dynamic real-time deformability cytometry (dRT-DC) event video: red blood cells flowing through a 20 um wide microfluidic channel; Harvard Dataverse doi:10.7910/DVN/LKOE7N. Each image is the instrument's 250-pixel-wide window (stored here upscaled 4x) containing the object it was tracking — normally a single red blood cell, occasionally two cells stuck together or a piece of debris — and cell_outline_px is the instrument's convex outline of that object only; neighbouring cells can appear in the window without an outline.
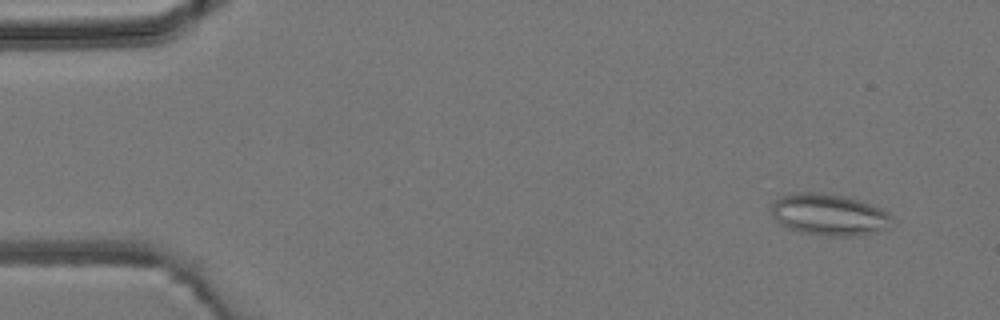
{"species": "common noctule bat (a hibernating species)", "species_latin": "Nyctalus noctula", "temperature_condition": "room temperature", "stored_images_in_passage": 4, "camera_frame_rate_fps": 3000, "um_per_image_px": 0.085, "animal": {"sex": "male", "body_mass_g": 19.2, "forearm_length_mm": 51.8}, "frame": {"image": 1, "passage_image": 1, "time_ms": 0.0, "image_size_px": [1000, 320], "cell_outline_px": [[892, 216], [888, 228], [864, 236], [832, 236], [800, 232], [788, 228], [780, 224], [772, 216], [772, 204], [780, 196], [800, 192], [816, 192], [840, 196], [856, 200], [880, 208], [888, 212]], "centroid_in_image_um": [70.46, 18.27], "position_along_channel_um": 14.5, "area_um2": 29.02}}